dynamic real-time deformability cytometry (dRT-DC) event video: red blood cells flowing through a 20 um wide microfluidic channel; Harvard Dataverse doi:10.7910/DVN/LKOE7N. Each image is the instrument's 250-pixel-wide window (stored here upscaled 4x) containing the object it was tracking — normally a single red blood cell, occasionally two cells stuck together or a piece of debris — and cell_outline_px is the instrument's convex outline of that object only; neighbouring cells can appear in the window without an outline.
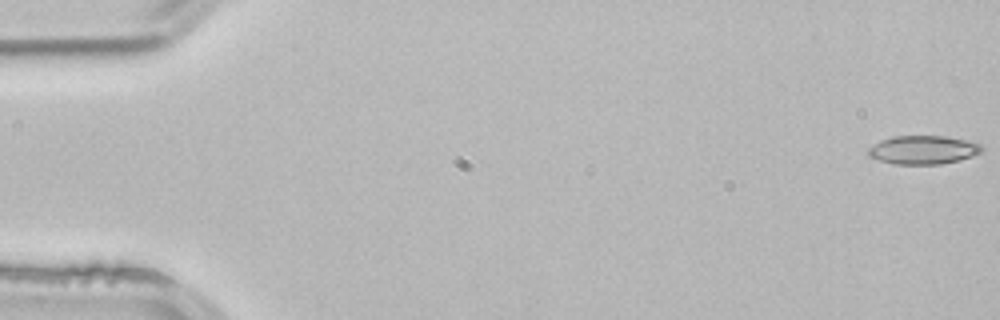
{"species": "common noctule bat (a hibernating species)", "species_latin": "Nyctalus noctula", "temperature_condition": "room temperature", "stored_images_in_passage": 4, "camera_frame_rate_fps": 3000, "um_per_image_px": 0.085, "animal": {"sex": "male", "body_mass_g": 21.5, "forearm_length_mm": 52.0}, "frame": {"image": 1, "passage_image": 1, "time_ms": 0.0, "image_size_px": [1000, 320], "cell_outline_px": [[984, 148], [980, 152], [972, 156], [960, 160], [940, 164], [892, 164], [868, 156], [868, 148], [872, 144], [880, 140], [892, 136], [948, 136], [968, 140], [980, 144]], "centroid_in_image_um": [78.46, 12.73], "position_along_channel_um": 6.5, "area_um2": 19.07}}